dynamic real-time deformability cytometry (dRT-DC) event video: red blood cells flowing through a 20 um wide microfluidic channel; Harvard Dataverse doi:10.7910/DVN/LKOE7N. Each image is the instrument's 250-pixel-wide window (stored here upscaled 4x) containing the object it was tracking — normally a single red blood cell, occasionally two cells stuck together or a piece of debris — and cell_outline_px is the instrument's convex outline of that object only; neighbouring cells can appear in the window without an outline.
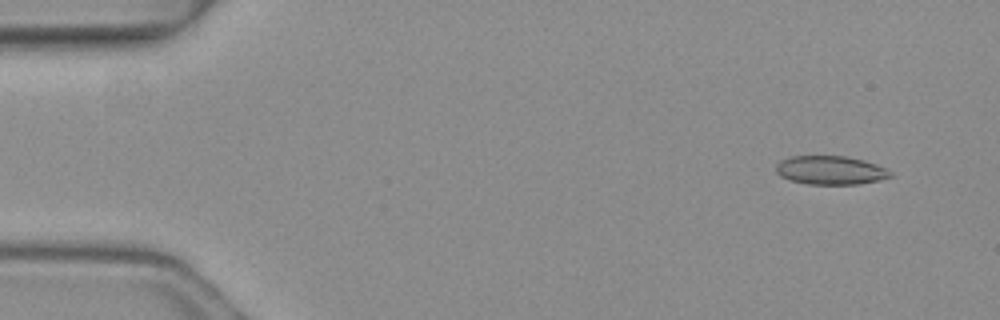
{"species": "common noctule bat (a hibernating species)", "species_latin": "Nyctalus noctula", "temperature_condition": "warm", "stored_images_in_passage": 5, "camera_frame_rate_fps": 3000, "um_per_image_px": 0.085, "animal": {"sex": "female", "body_mass_g": 19.3, "forearm_length_mm": 54.1}, "frame": {"image": 1, "passage_image": 1, "time_ms": 0.0, "image_size_px": [1000, 320], "cell_outline_px": [[892, 176], [880, 180], [860, 184], [808, 184], [792, 180], [780, 176], [776, 172], [776, 164], [780, 160], [788, 156], [844, 156], [864, 160], [888, 168], [892, 172]], "centroid_in_image_um": [70.61, 14.46], "position_along_channel_um": 14.4, "area_um2": 19.25}}